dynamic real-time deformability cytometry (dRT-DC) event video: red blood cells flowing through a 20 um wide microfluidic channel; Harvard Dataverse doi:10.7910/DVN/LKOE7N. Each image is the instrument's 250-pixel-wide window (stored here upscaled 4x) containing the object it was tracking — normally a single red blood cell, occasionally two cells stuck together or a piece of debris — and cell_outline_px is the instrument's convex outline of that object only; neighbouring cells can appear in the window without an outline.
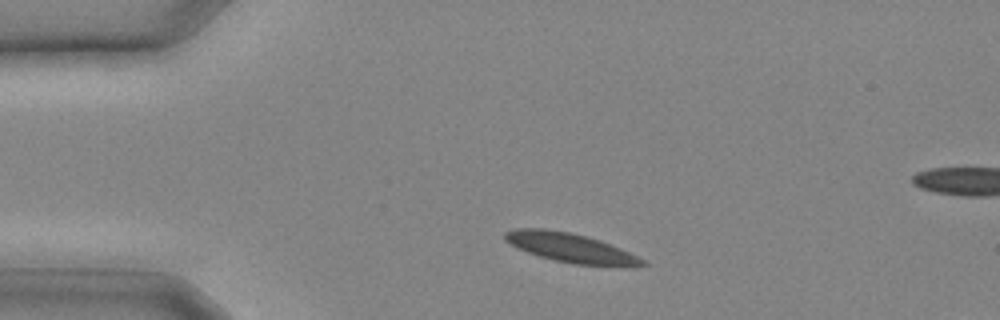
{"species": "common noctule bat (a hibernating species)", "species_latin": "Nyctalus noctula", "temperature_condition": "cold", "stored_images_in_passage": 5, "camera_frame_rate_fps": 3000, "um_per_image_px": 0.085, "animal": {"sex": "male", "body_mass_g": 20.4}, "frame": {"image": 1, "passage_image": 1, "time_ms": 0.0, "image_size_px": [1000, 320], "cell_outline_px": [[648, 264], [576, 264], [556, 260], [540, 256], [516, 248], [504, 240], [504, 232], [516, 228], [544, 228], [568, 232], [600, 240], [620, 248], [644, 260]], "centroid_in_image_um": [48.33, 21.01], "position_along_channel_um": 36.7, "area_um2": 22.48}}
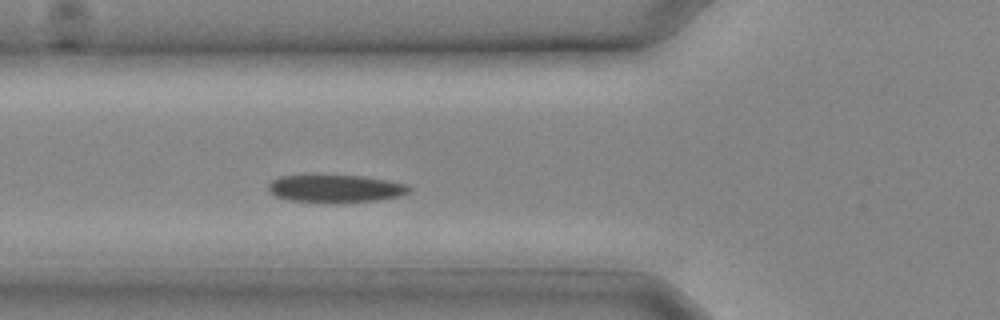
{"frame": {"image": 2, "passage_image": 5, "time_ms": 1.333, "image_size_px": [1000, 320], "cell_outline_px": [[412, 188], [408, 192], [400, 196], [376, 200], [336, 204], [328, 204], [288, 200], [276, 196], [268, 188], [268, 184], [272, 180], [280, 176], [360, 176], [408, 184]], "centroid_in_image_um": [28.52, 16.06], "position_along_channel_um": 97.3, "area_um2": 22.77}}